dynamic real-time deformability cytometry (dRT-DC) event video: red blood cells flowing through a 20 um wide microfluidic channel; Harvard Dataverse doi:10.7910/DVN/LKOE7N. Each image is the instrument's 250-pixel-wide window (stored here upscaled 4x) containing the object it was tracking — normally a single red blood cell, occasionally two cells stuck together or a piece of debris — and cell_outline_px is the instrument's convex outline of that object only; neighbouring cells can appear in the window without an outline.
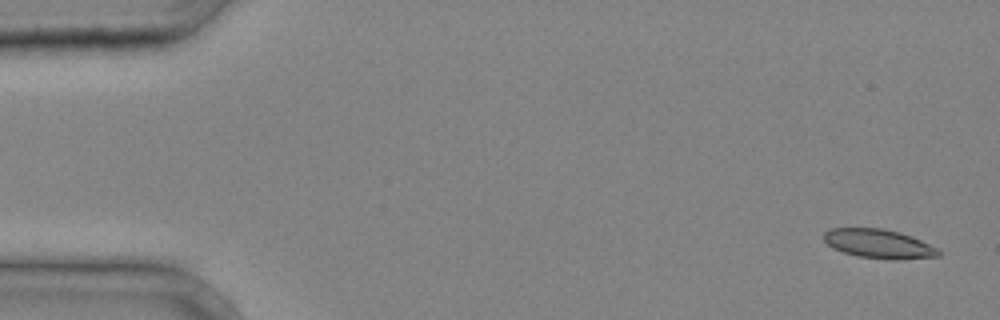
{"species": "common noctule bat (a hibernating species)", "species_latin": "Nyctalus noctula", "temperature_condition": "cold", "stored_images_in_passage": 4, "camera_frame_rate_fps": 3000, "um_per_image_px": 0.085, "animal": {"sex": "male", "body_mass_g": 20.4}, "frame": {"image": 1, "passage_image": 4, "time_ms": 1.0, "image_size_px": [1000, 320], "cell_outline_px": [[940, 256], [896, 260], [860, 256], [844, 252], [832, 248], [824, 240], [824, 232], [832, 228], [884, 228], [900, 232], [912, 236], [940, 248]], "centroid_in_image_um": [74.74, 20.71], "position_along_channel_um": 10.3, "area_um2": 19.48}}